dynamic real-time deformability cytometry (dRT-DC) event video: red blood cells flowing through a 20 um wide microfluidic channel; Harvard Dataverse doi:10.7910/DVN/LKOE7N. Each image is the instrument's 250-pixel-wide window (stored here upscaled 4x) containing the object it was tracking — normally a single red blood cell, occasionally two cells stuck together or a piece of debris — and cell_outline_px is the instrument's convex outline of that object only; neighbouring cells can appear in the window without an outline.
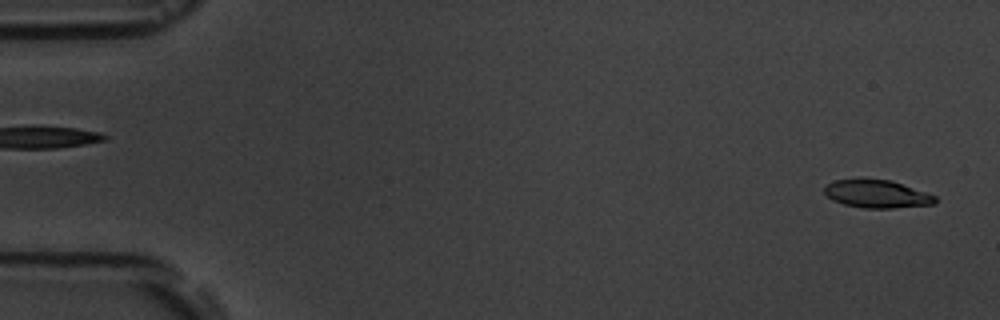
{"species": "common noctule bat (a hibernating species)", "species_latin": "Nyctalus noctula", "temperature_condition": "room temperature", "stored_images_in_passage": 4, "camera_frame_rate_fps": 3000, "um_per_image_px": 0.085, "animal": {"sex": "male", "body_mass_g": 19.5, "forearm_length_mm": 54.6}, "frame": {"image": 1, "passage_image": 4, "time_ms": 4.333, "image_size_px": [1000, 320], "cell_outline_px": [[936, 204], [892, 208], [864, 208], [844, 204], [832, 200], [824, 192], [824, 188], [828, 184], [836, 180], [860, 176], [892, 180], [936, 196]], "centroid_in_image_um": [74.51, 16.45], "position_along_channel_um": 10.5, "area_um2": 18.5}}